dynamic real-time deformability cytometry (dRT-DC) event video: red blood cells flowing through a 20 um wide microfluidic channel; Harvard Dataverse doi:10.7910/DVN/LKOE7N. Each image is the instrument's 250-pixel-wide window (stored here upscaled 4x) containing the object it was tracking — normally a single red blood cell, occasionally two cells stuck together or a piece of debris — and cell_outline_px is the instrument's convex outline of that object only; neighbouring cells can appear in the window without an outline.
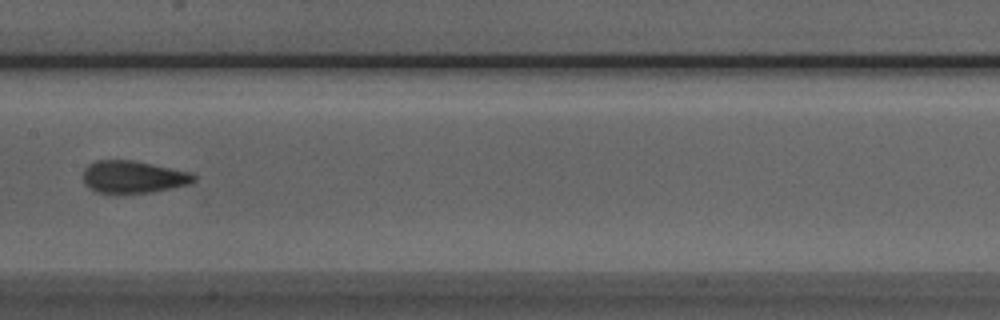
{"species": "Egyptian fruit bat (a non-hibernating species)", "species_latin": "Rousettus aegyptiacus", "temperature_condition": "room temperature", "stored_images_in_passage": 7, "camera_frame_rate_fps": 3000, "um_per_image_px": 0.085, "animal": {"sex": "male"}, "frame": {"image": 1, "passage_image": 6, "time_ms": 5.667, "image_size_px": [1000, 320], "cell_outline_px": [[196, 180], [188, 184], [172, 188], [152, 192], [124, 196], [116, 196], [96, 192], [88, 188], [84, 180], [84, 168], [88, 164], [96, 160], [132, 160], [192, 172], [196, 176]], "centroid_in_image_um": [11.3, 15.08], "position_along_channel_um": 196.1, "area_um2": 21.62}}
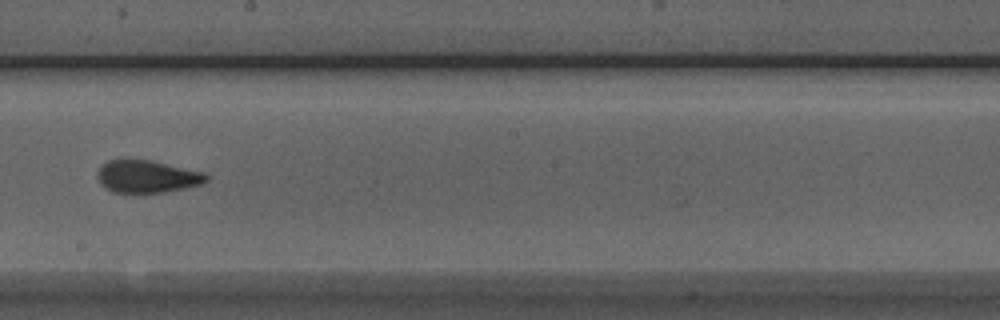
{"frame": {"image": 2, "passage_image": 7, "time_ms": 6.667, "image_size_px": [1000, 320], "cell_outline_px": [[208, 180], [200, 184], [184, 188], [144, 196], [112, 192], [104, 188], [100, 184], [96, 176], [96, 172], [108, 160], [148, 160], [204, 172], [208, 176]], "centroid_in_image_um": [12.44, 15.06], "position_along_channel_um": 235.8, "area_um2": 21.1}}